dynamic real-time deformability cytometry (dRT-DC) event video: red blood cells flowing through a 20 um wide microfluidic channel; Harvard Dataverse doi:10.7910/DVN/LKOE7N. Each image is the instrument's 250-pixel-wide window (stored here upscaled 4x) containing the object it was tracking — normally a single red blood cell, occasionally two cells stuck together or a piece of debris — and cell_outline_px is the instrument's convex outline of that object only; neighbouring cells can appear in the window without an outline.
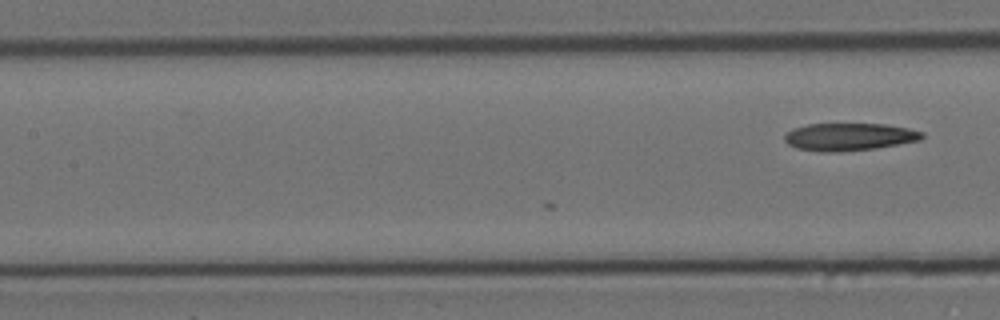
{"species": "Egyptian fruit bat (a non-hibernating species)", "species_latin": "Rousettus aegyptiacus", "temperature_condition": "cold", "stored_images_in_passage": 18, "camera_frame_rate_fps": 3000, "um_per_image_px": 0.085, "animal": {"sex": "female"}, "frame": {"image": 1, "passage_image": 18, "time_ms": 5.667, "image_size_px": [1000, 320], "cell_outline_px": [[924, 136], [920, 140], [876, 148], [840, 152], [820, 152], [796, 148], [788, 144], [784, 140], [784, 136], [792, 128], [808, 124], [884, 124], [908, 128], [924, 132]], "centroid_in_image_um": [72.16, 11.63], "position_along_channel_um": 135.2, "area_um2": 22.14}}